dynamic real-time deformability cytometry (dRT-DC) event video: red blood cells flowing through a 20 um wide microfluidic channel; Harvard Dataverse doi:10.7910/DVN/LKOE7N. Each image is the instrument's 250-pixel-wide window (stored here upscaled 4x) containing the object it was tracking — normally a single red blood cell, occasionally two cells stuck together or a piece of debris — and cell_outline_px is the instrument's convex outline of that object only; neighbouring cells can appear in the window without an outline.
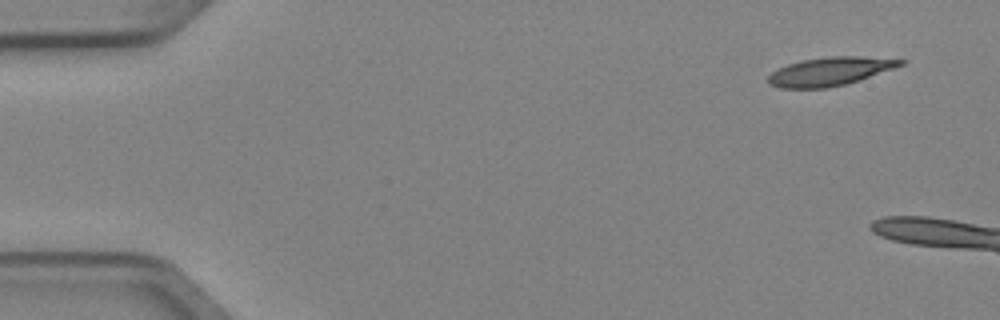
{"species": "Egyptian fruit bat (a non-hibernating species)", "species_latin": "Rousettus aegyptiacus", "temperature_condition": "cold", "stored_images_in_passage": 5, "camera_frame_rate_fps": 3000, "um_per_image_px": 0.085, "animal": {"sex": "female"}, "frame": {"image": 1, "passage_image": 1, "time_ms": 0.0, "image_size_px": [1000, 320], "cell_outline_px": [[908, 60], [904, 64], [860, 80], [844, 84], [824, 88], [780, 88], [768, 84], [768, 76], [772, 72], [788, 64], [800, 60], [828, 56], [860, 56]], "centroid_in_image_um": [70.54, 6.06], "position_along_channel_um": 14.5, "area_um2": 21.85}}